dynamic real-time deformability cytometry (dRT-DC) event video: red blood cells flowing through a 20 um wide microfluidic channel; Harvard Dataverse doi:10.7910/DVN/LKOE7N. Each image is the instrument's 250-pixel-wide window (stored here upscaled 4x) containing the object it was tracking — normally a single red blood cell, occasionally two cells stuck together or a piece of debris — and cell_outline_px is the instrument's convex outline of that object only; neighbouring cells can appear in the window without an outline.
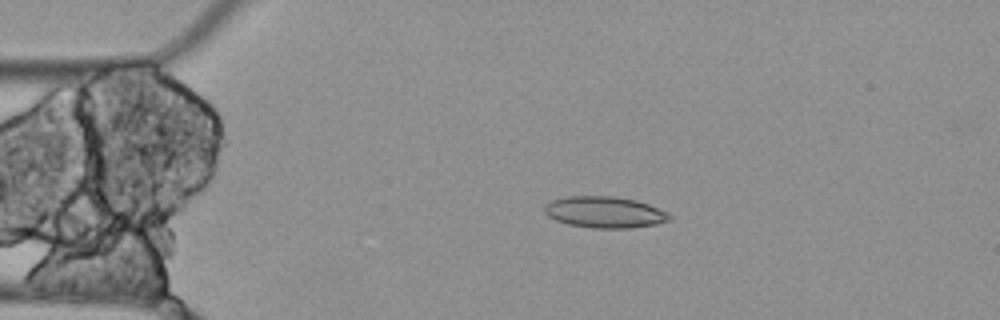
{"species": "Egyptian fruit bat (a non-hibernating species)", "species_latin": "Rousettus aegyptiacus", "temperature_condition": "cold", "stored_images_in_passage": 4, "camera_frame_rate_fps": 3000, "um_per_image_px": 0.085, "animal": {"sex": "female"}, "frame": {"image": 1, "passage_image": 3, "time_ms": 0.667, "image_size_px": [1000, 320], "cell_outline_px": [[672, 220], [656, 224], [628, 228], [592, 228], [568, 224], [556, 220], [548, 216], [544, 212], [544, 204], [552, 200], [568, 196], [612, 196], [636, 200], [648, 204], [668, 212], [672, 216]], "centroid_in_image_um": [51.4, 18.03], "position_along_channel_um": 33.6, "area_um2": 22.95}}